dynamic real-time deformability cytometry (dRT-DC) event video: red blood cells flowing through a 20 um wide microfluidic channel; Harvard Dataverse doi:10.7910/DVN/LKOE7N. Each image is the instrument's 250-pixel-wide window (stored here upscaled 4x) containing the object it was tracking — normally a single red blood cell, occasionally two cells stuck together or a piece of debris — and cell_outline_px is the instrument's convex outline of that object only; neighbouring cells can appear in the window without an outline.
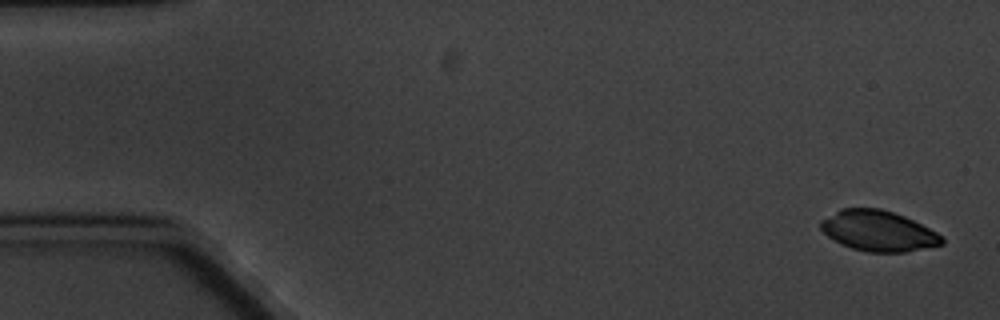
{"species": "common noctule bat (a hibernating species)", "species_latin": "Nyctalus noctula", "temperature_condition": "cold", "stored_images_in_passage": 4, "camera_frame_rate_fps": 3000, "um_per_image_px": 0.085, "animal": {"sex": "male", "body_mass_g": 20.1, "forearm_length_mm": 53.5}, "frame": {"image": 1, "passage_image": 1, "time_ms": 0.0, "image_size_px": [1000, 320], "cell_outline_px": [[944, 244], [904, 252], [868, 252], [852, 248], [840, 244], [828, 236], [820, 228], [820, 220], [840, 208], [880, 208], [904, 216], [936, 232], [944, 240]], "centroid_in_image_um": [74.61, 19.62], "position_along_channel_um": 10.4, "area_um2": 28.44}}